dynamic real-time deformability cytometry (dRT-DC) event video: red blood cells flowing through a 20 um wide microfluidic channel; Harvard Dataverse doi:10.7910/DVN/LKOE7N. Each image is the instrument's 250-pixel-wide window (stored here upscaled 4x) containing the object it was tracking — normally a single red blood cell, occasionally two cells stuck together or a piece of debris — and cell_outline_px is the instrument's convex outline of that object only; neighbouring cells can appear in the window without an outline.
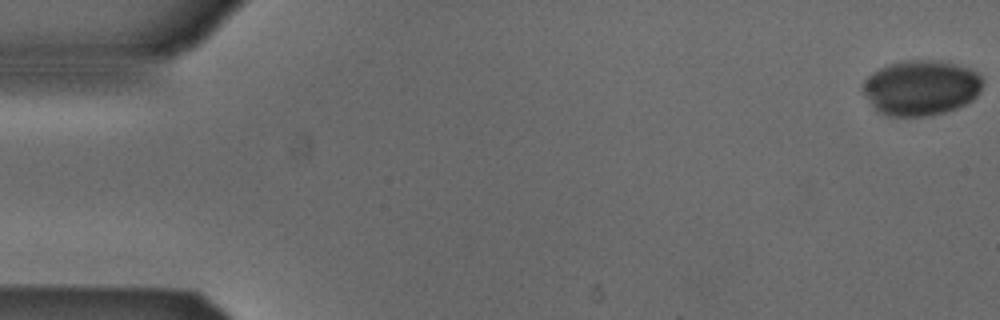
{"species": "Egyptian fruit bat (a non-hibernating species)", "species_latin": "Rousettus aegyptiacus", "temperature_condition": "cold", "stored_images_in_passage": 12, "camera_frame_rate_fps": 3000, "um_per_image_px": 0.085, "animal": {"sex": "male"}, "frame": {"image": 1, "passage_image": 1, "time_ms": 0.0, "image_size_px": [1000, 320], "cell_outline_px": [[984, 84], [980, 92], [972, 100], [956, 108], [944, 112], [928, 116], [888, 116], [876, 112], [864, 92], [864, 80], [872, 72], [888, 64], [904, 60], [940, 60], [956, 64], [968, 68], [976, 72], [984, 80]], "centroid_in_image_um": [78.29, 7.45], "position_along_channel_um": 6.7, "area_um2": 38.73}}